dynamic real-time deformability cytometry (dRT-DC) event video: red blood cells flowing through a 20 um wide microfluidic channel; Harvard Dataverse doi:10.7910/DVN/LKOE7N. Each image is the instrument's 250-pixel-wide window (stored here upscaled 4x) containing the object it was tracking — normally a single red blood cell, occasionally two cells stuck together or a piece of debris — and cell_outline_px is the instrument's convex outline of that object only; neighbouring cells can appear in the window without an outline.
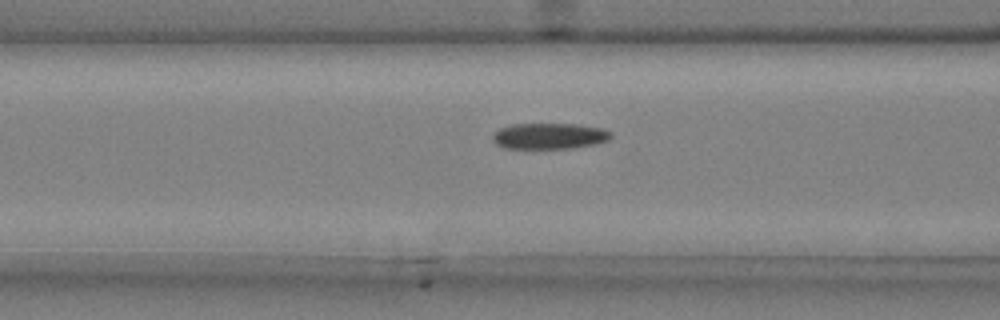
{"species": "common noctule bat (a hibernating species)", "species_latin": "Nyctalus noctula", "temperature_condition": "cold", "stored_images_in_passage": 35, "camera_frame_rate_fps": 3000, "um_per_image_px": 0.085, "animal": {"sex": "male", "body_mass_g": 20.4}, "frame": {"image": 1, "passage_image": 12, "time_ms": 3.667, "image_size_px": [1000, 320], "cell_outline_px": [[612, 136], [608, 140], [596, 144], [572, 148], [504, 148], [496, 144], [492, 140], [492, 136], [500, 128], [512, 124], [576, 124], [604, 128], [612, 132]], "centroid_in_image_um": [46.72, 11.56], "position_along_channel_um": 119.9, "area_um2": 17.98}}
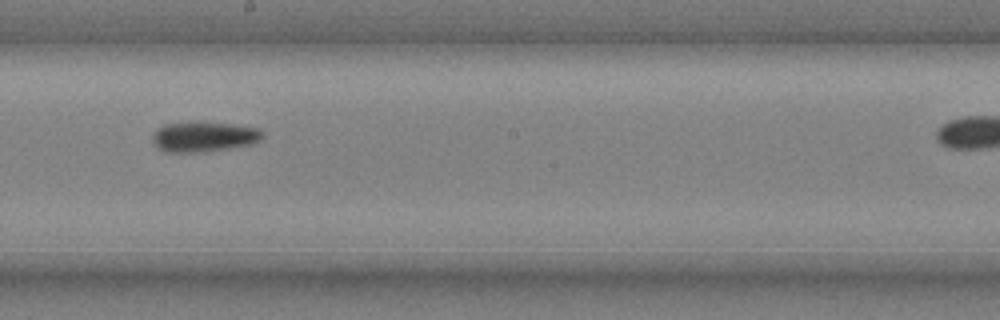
{"frame": {"image": 2, "passage_image": 21, "time_ms": 6.667, "image_size_px": [1000, 320], "cell_outline_px": [[264, 136], [260, 140], [252, 144], [224, 148], [192, 152], [168, 152], [156, 148], [152, 140], [152, 136], [156, 128], [164, 124], [232, 124], [260, 128], [264, 132]], "centroid_in_image_um": [17.32, 11.64], "position_along_channel_um": 230.9, "area_um2": 18.67}}
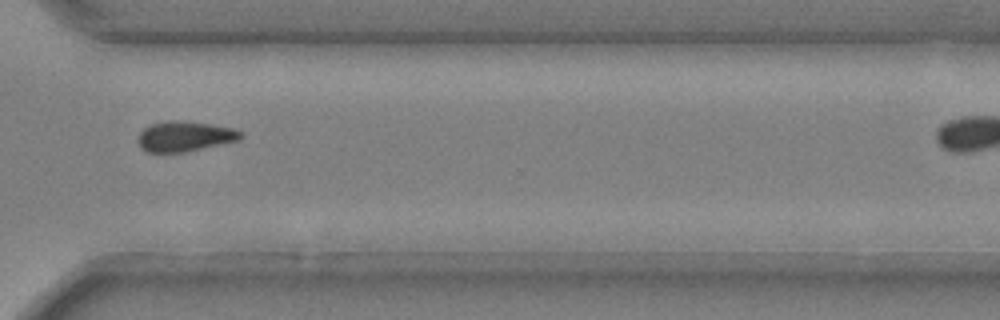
{"frame": {"image": 3, "passage_image": 31, "time_ms": 10.0, "image_size_px": [1000, 320], "cell_outline_px": [[244, 136], [240, 140], [184, 152], [148, 152], [140, 148], [136, 140], [136, 136], [144, 128], [152, 124], [168, 120], [180, 120], [212, 124], [232, 128], [244, 132]], "centroid_in_image_um": [15.69, 11.58], "position_along_channel_um": 354.9, "area_um2": 18.32}}